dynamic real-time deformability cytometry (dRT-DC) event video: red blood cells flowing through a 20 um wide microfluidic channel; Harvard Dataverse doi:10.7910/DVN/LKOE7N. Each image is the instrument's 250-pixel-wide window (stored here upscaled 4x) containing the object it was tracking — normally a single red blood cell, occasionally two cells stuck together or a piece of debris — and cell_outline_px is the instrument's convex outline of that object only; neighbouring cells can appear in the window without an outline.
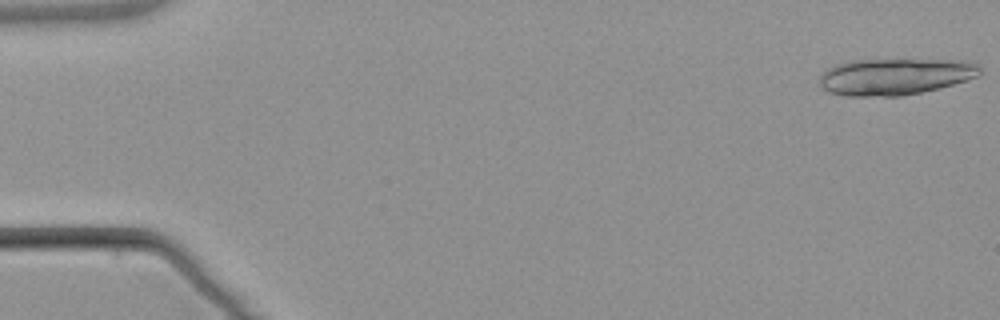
{"species": "common noctule bat (a hibernating species)", "species_latin": "Nyctalus noctula", "temperature_condition": "warm", "stored_images_in_passage": 5, "camera_frame_rate_fps": 3000, "um_per_image_px": 0.085, "animal": {"sex": "male", "body_mass_g": 21.5, "forearm_length_mm": 52.0}, "frame": {"image": 1, "passage_image": 1, "time_ms": 0.0, "image_size_px": [1000, 320], "cell_outline_px": [[980, 76], [968, 80], [920, 92], [900, 96], [848, 96], [828, 92], [820, 84], [820, 76], [828, 68], [836, 64], [848, 60], [964, 60], [976, 64], [980, 68]], "centroid_in_image_um": [76.07, 6.5], "position_along_channel_um": 8.9, "area_um2": 33.99}}